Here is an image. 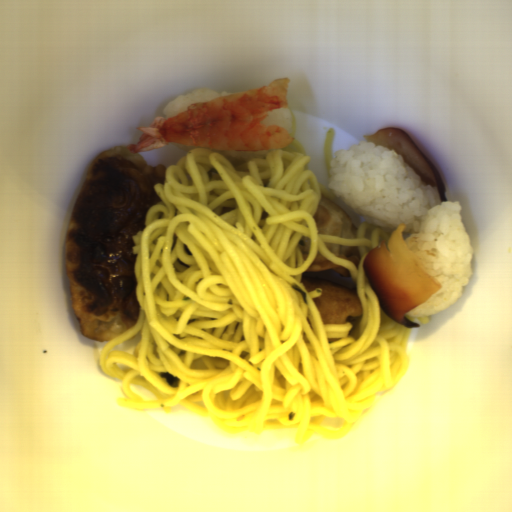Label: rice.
Listing matches in <instances>:
<instances>
[{"mask_svg":"<svg viewBox=\"0 0 512 512\" xmlns=\"http://www.w3.org/2000/svg\"><path fill=\"white\" fill-rule=\"evenodd\" d=\"M327 187L371 225L402 233L409 251L441 288L407 316H432L459 302L472 276L473 246L460 200L442 201L436 186L425 185L402 154L385 145L360 141L335 151Z\"/></svg>","mask_w":512,"mask_h":512,"instance_id":"rice-1","label":"rice"},{"mask_svg":"<svg viewBox=\"0 0 512 512\" xmlns=\"http://www.w3.org/2000/svg\"><path fill=\"white\" fill-rule=\"evenodd\" d=\"M235 94L227 91L217 92L209 88L193 89L189 93L179 95L176 99L171 100L162 110L165 119H168L176 114L186 110V108L195 103L208 102L219 96Z\"/></svg>","mask_w":512,"mask_h":512,"instance_id":"rice-2","label":"rice"},{"mask_svg":"<svg viewBox=\"0 0 512 512\" xmlns=\"http://www.w3.org/2000/svg\"><path fill=\"white\" fill-rule=\"evenodd\" d=\"M261 124L267 125H277L286 129L289 133H291L292 129V113L291 109L281 108L269 111L267 117L262 121Z\"/></svg>","mask_w":512,"mask_h":512,"instance_id":"rice-3","label":"rice"},{"mask_svg":"<svg viewBox=\"0 0 512 512\" xmlns=\"http://www.w3.org/2000/svg\"><path fill=\"white\" fill-rule=\"evenodd\" d=\"M214 150V149H212ZM223 156L236 160L239 162H247L250 159H264L267 154H269L268 151H227V150H214Z\"/></svg>","mask_w":512,"mask_h":512,"instance_id":"rice-4","label":"rice"},{"mask_svg":"<svg viewBox=\"0 0 512 512\" xmlns=\"http://www.w3.org/2000/svg\"><path fill=\"white\" fill-rule=\"evenodd\" d=\"M172 143V142H171ZM173 145H175L178 149H180L181 151H183L184 153H188L190 152L191 150L193 149H196V148H200L201 146H189V145H180V144H176V143H172Z\"/></svg>","mask_w":512,"mask_h":512,"instance_id":"rice-5","label":"rice"}]
</instances>
